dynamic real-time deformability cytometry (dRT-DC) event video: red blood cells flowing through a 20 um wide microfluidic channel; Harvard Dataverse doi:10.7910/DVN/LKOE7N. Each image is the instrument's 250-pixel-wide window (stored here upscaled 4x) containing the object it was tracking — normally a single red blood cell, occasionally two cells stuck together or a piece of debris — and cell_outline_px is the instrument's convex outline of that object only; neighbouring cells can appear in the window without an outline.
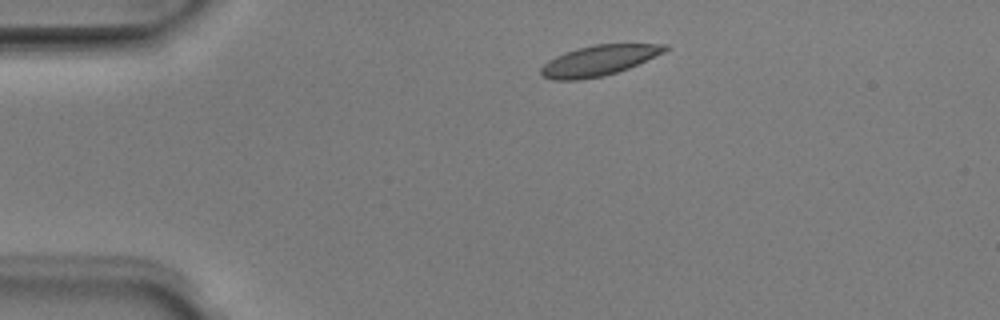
{"species": "Egyptian fruit bat (a non-hibernating species)", "species_latin": "Rousettus aegyptiacus", "temperature_condition": "room temperature", "stored_images_in_passage": 2, "camera_frame_rate_fps": 3000, "um_per_image_px": 0.085, "animal": {"sex": "male"}, "frame": {"image": 1, "passage_image": 1, "time_ms": 0.0, "image_size_px": [1000, 320], "cell_outline_px": [[668, 48], [664, 52], [628, 68], [604, 76], [580, 80], [552, 80], [540, 76], [540, 68], [548, 60], [564, 52], [596, 44], [668, 44]], "centroid_in_image_um": [50.85, 5.16], "position_along_channel_um": 34.2, "area_um2": 21.85}}